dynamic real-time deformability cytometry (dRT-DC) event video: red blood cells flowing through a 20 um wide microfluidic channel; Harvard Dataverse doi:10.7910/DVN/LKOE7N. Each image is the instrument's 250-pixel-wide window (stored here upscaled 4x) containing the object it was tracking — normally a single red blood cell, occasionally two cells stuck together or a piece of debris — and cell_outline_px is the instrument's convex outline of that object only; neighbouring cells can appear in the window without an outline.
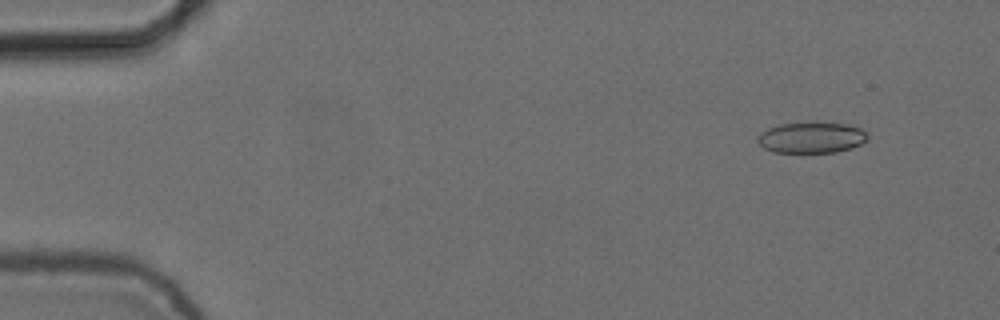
{"species": "common noctule bat (a hibernating species)", "species_latin": "Nyctalus noctula", "temperature_condition": "cold", "stored_images_in_passage": 4, "camera_frame_rate_fps": 3000, "um_per_image_px": 0.085, "animal": {"sex": "female", "body_mass_g": 24.6, "forearm_length_mm": 56.2}, "frame": {"image": 1, "passage_image": 1, "time_ms": 0.0, "image_size_px": [1000, 320], "cell_outline_px": [[868, 140], [852, 148], [836, 152], [772, 152], [764, 148], [756, 140], [756, 136], [760, 132], [776, 124], [808, 120], [820, 120], [848, 124], [860, 128], [868, 132]], "centroid_in_image_um": [68.97, 11.64], "position_along_channel_um": 16.0, "area_um2": 20.87}}
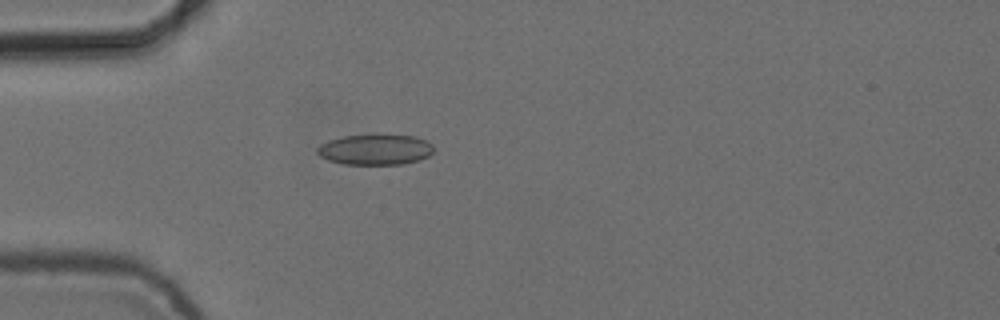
{"frame": {"image": 2, "passage_image": 4, "time_ms": 1.0, "image_size_px": [1000, 320], "cell_outline_px": [[432, 152], [428, 156], [420, 160], [404, 164], [344, 164], [328, 160], [320, 156], [316, 152], [316, 148], [320, 144], [328, 140], [344, 136], [376, 132], [380, 132], [416, 136], [428, 140], [432, 144]], "centroid_in_image_um": [31.91, 12.66], "position_along_channel_um": 53.1, "area_um2": 21.62}}